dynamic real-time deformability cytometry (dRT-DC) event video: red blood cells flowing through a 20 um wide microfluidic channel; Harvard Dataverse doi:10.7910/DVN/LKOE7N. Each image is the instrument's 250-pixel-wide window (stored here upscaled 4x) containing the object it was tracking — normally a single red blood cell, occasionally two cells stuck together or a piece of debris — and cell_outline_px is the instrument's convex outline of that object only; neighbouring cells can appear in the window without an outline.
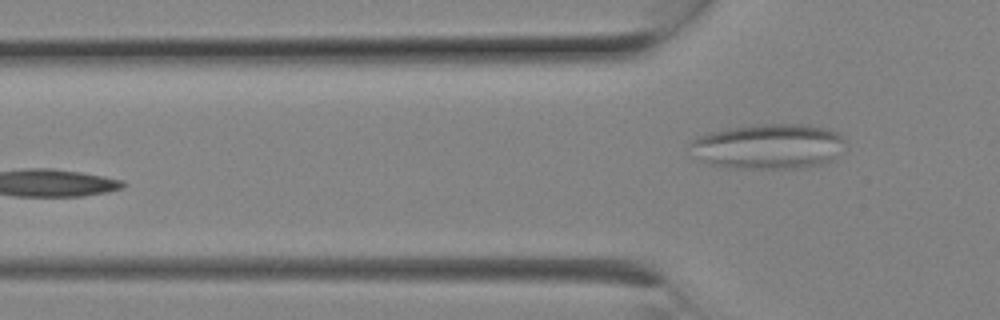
{"species": "Egyptian fruit bat (a non-hibernating species)", "species_latin": "Rousettus aegyptiacus", "temperature_condition": "room temperature", "stored_images_in_passage": 8, "camera_frame_rate_fps": 3000, "um_per_image_px": 0.085, "animal": {"sex": "female"}, "frame": {"image": 1, "passage_image": 8, "time_ms": 2.333, "image_size_px": [1000, 320], "cell_outline_px": [[848, 148], [832, 160], [824, 164], [800, 168], [728, 168], [708, 164], [692, 156], [688, 144], [692, 140], [708, 132], [732, 128], [760, 124], [808, 124], [828, 128], [836, 132], [844, 140]], "centroid_in_image_um": [65.34, 12.45], "position_along_channel_um": 60.5, "area_um2": 41.56}}